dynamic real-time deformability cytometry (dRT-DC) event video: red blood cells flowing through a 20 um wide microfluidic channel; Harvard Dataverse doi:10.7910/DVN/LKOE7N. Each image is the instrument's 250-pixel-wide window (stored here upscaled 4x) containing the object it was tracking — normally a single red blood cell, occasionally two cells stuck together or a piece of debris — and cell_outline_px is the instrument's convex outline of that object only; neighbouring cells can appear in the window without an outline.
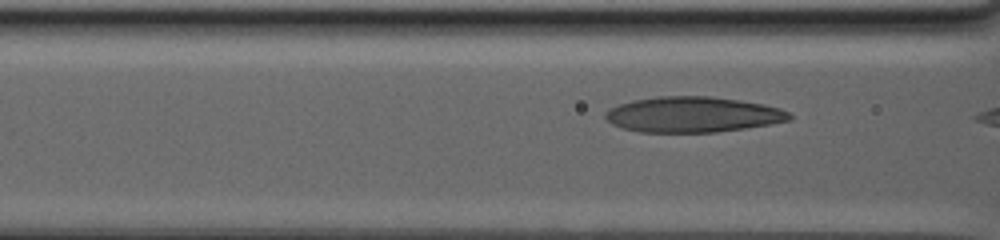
{"species": "human", "species_latin": "Homo sapiens", "temperature_condition": "warm", "stored_images_in_passage": 15, "camera_frame_rate_fps": 3000, "um_per_image_px": 0.085, "donor": {"sex": "male"}, "frame": {"image": 1, "passage_image": 10, "time_ms": 1.667, "image_size_px": [1000, 240], "cell_outline_px": [[792, 120], [772, 124], [716, 132], [640, 132], [620, 128], [612, 124], [604, 116], [604, 112], [620, 104], [632, 100], [656, 96], [712, 96], [740, 100], [764, 104], [780, 108], [788, 112], [792, 116]], "centroid_in_image_um": [58.9, 9.73], "position_along_channel_um": 107.7, "area_um2": 38.32}}